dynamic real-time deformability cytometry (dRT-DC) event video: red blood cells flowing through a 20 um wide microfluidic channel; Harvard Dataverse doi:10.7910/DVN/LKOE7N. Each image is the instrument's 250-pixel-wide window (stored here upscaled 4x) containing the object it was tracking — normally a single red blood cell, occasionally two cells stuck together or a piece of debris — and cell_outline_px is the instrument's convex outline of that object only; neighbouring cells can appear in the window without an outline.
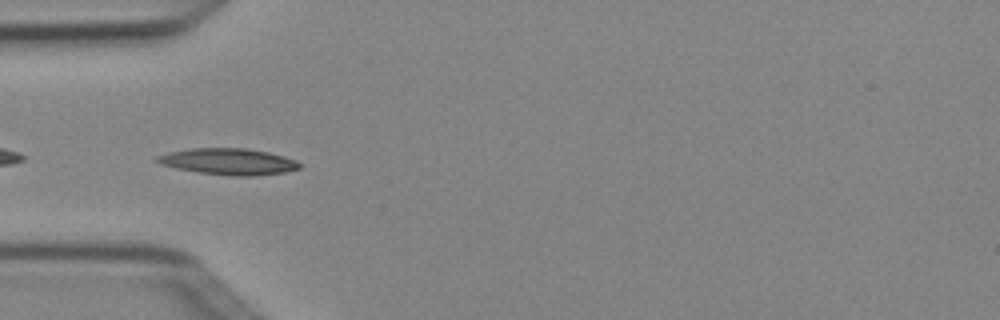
{"species": "Egyptian fruit bat (a non-hibernating species)", "species_latin": "Rousettus aegyptiacus", "temperature_condition": "cold", "stored_images_in_passage": 7, "camera_frame_rate_fps": 3000, "um_per_image_px": 0.085, "animal": {"sex": "female"}, "frame": {"image": 1, "passage_image": 5, "time_ms": 1.333, "image_size_px": [1000, 320], "cell_outline_px": [[300, 168], [284, 172], [252, 176], [232, 176], [196, 172], [176, 168], [160, 164], [156, 160], [156, 156], [168, 152], [192, 148], [244, 148], [268, 152], [284, 156], [296, 160], [300, 164]], "centroid_in_image_um": [19.4, 13.73], "position_along_channel_um": 65.6, "area_um2": 21.85}}
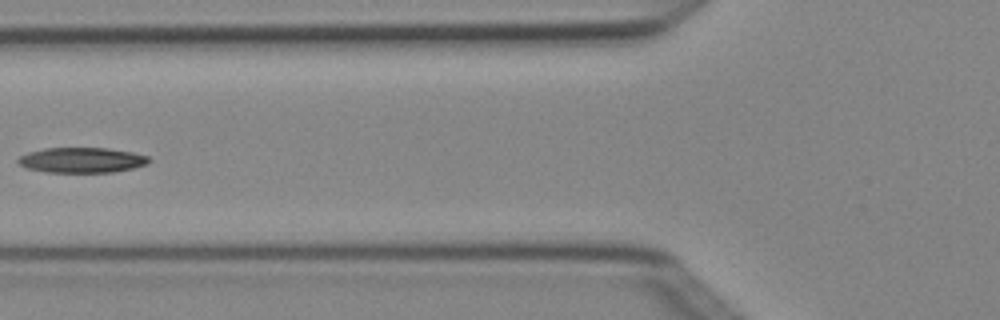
{"frame": {"image": 2, "passage_image": 6, "time_ms": 1.667, "image_size_px": [1000, 320], "cell_outline_px": [[152, 160], [148, 164], [132, 168], [112, 172], [44, 172], [28, 168], [20, 164], [16, 160], [20, 156], [28, 152], [44, 148], [108, 148], [132, 152], [148, 156]], "centroid_in_image_um": [6.97, 13.6], "position_along_channel_um": 118.8, "area_um2": 19.25}}
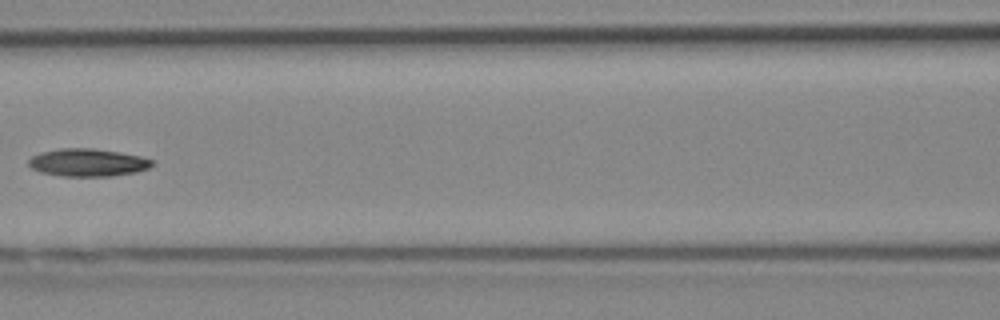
{"frame": {"image": 3, "passage_image": 7, "time_ms": 2.0, "image_size_px": [1000, 320], "cell_outline_px": [[156, 164], [148, 168], [136, 172], [112, 176], [64, 176], [40, 172], [32, 168], [28, 164], [28, 160], [32, 156], [40, 152], [60, 148], [92, 148], [120, 152], [140, 156], [152, 160]], "centroid_in_image_um": [7.46, 13.81], "position_along_channel_um": 159.1, "area_um2": 20.0}}